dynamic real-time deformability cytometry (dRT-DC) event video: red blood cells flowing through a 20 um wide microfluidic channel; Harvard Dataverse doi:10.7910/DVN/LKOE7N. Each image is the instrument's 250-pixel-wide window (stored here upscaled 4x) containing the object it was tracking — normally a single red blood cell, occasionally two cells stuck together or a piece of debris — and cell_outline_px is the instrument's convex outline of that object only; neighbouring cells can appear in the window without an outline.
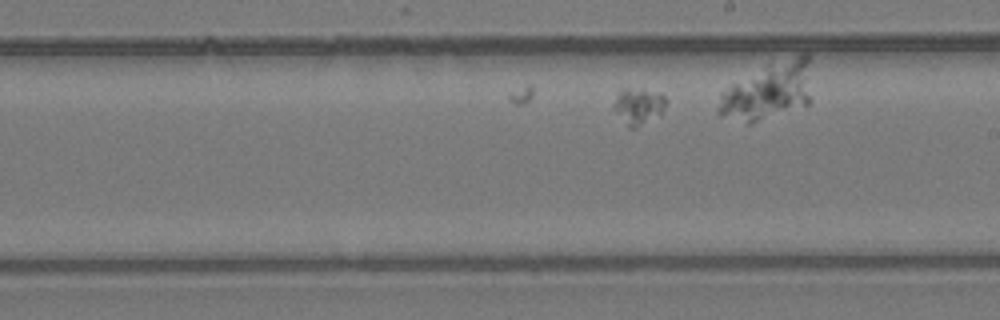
{"species": "common noctule bat (a hibernating species)", "species_latin": "Nyctalus noctula", "temperature_condition": "room temperature", "stored_images_in_passage": 31, "segment_of_instrument_passage": [1, 2], "camera_frame_rate_fps": 3000, "um_per_image_px": 0.085, "animal": {"sex": "female", "body_mass_g": 24.6, "forearm_length_mm": 56.2}, "frame": {"image": 1, "passage_image": 18, "time_ms": 5.667, "image_size_px": [1000, 320], "cell_outline_px": [[668, 100], [660, 112], [636, 128], [628, 128], [612, 108], [612, 104], [620, 88], [640, 88], [660, 92]], "centroid_in_image_um": [54.21, 8.97], "position_along_channel_um": 234.8, "area_um2": 11.16}}